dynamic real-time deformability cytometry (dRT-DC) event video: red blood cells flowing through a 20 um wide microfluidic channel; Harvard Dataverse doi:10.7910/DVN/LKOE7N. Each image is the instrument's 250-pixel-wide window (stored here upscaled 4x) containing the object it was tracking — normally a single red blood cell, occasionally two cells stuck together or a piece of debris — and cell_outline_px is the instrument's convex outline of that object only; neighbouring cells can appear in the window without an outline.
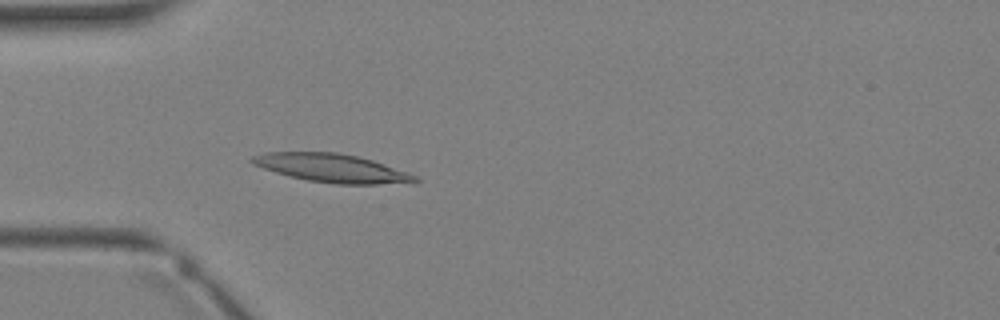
{"species": "Egyptian fruit bat (a non-hibernating species)", "species_latin": "Rousettus aegyptiacus", "temperature_condition": "warm", "stored_images_in_passage": 4, "camera_frame_rate_fps": 3000, "um_per_image_px": 0.085, "animal": {"sex": "female"}, "frame": {"image": 1, "passage_image": 4, "time_ms": 3.333, "image_size_px": [1000, 320], "cell_outline_px": [[420, 180], [416, 184], [336, 184], [308, 180], [288, 176], [252, 164], [248, 160], [252, 156], [264, 152], [336, 152], [356, 156], [372, 160], [408, 172], [416, 176]], "centroid_in_image_um": [28.25, 14.3], "position_along_channel_um": 56.7, "area_um2": 27.17}}